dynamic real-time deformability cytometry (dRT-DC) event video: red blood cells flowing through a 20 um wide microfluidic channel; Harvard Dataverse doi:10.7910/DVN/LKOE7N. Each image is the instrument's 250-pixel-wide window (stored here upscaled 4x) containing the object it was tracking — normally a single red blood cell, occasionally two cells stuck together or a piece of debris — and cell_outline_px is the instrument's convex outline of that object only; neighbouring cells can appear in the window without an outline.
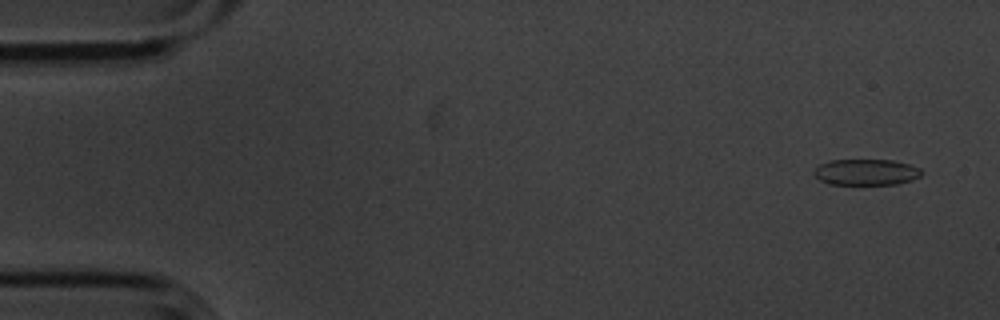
{"species": "common noctule bat (a hibernating species)", "species_latin": "Nyctalus noctula", "temperature_condition": "cold", "stored_images_in_passage": 5, "camera_frame_rate_fps": 3000, "um_per_image_px": 0.085, "animal": {"sex": "male", "body_mass_g": 20.1, "forearm_length_mm": 53.5}, "frame": {"image": 1, "passage_image": 1, "time_ms": 0.0, "image_size_px": [1000, 320], "cell_outline_px": [[924, 172], [920, 176], [912, 180], [896, 184], [828, 184], [820, 180], [812, 172], [820, 164], [828, 160], [892, 160], [908, 164], [920, 168]], "centroid_in_image_um": [73.62, 14.63], "position_along_channel_um": 11.4, "area_um2": 16.36}}